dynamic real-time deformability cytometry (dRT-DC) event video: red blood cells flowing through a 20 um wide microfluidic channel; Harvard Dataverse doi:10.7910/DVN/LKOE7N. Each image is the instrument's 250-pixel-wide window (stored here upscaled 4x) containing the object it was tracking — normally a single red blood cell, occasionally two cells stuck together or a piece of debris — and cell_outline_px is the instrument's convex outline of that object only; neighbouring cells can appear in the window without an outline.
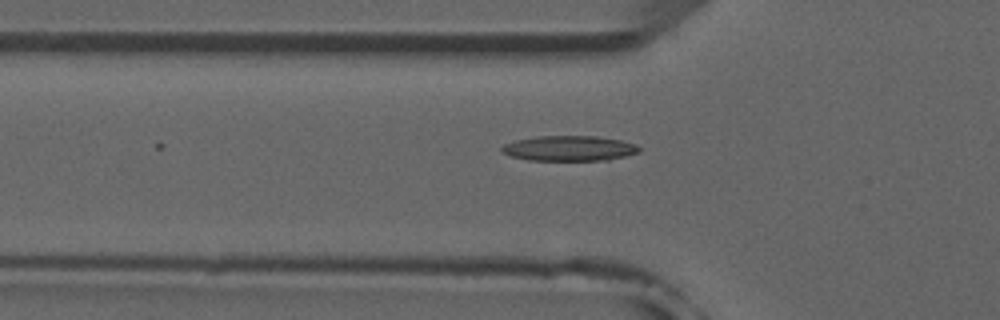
{"species": "common noctule bat (a hibernating species)", "species_latin": "Nyctalus noctula", "temperature_condition": "room temperature", "stored_images_in_passage": 5, "camera_frame_rate_fps": 3000, "um_per_image_px": 0.085, "animal": {"sex": "male", "forearm_length_mm": 52.5}, "frame": {"image": 1, "passage_image": 5, "time_ms": 5.333, "image_size_px": [1000, 320], "cell_outline_px": [[640, 152], [608, 160], [528, 160], [512, 156], [504, 152], [500, 148], [504, 144], [516, 140], [536, 136], [596, 136], [620, 140], [636, 144], [640, 148]], "centroid_in_image_um": [48.4, 12.6], "position_along_channel_um": 77.4, "area_um2": 20.06}}